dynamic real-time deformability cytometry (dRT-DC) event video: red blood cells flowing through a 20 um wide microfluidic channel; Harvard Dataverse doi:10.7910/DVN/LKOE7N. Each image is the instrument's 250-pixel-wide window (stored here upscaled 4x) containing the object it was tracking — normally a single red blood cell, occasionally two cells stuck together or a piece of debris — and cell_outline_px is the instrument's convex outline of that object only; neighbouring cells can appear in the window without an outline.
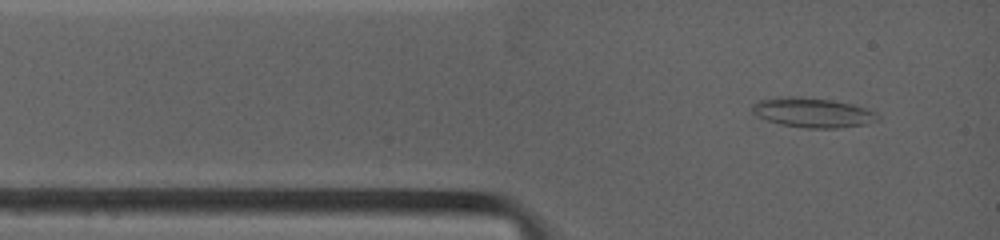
{"species": "common noctule bat (a hibernating species)", "species_latin": "Nyctalus noctula", "temperature_condition": "warm", "stored_images_in_passage": 4, "camera_frame_rate_fps": 4500, "um_per_image_px": 0.085, "animal": {"sex": "female", "body_mass_g": 19.0, "forearm_length_mm": 53.3}, "frame": {"image": 1, "passage_image": 1, "time_ms": 0.0, "image_size_px": [1000, 240], "cell_outline_px": [[880, 120], [868, 124], [836, 128], [804, 128], [780, 124], [756, 116], [752, 112], [752, 104], [760, 100], [788, 96], [800, 96], [832, 100], [852, 104], [876, 112], [880, 116]], "centroid_in_image_um": [69.1, 9.57], "position_along_channel_um": 15.9, "area_um2": 21.79}}